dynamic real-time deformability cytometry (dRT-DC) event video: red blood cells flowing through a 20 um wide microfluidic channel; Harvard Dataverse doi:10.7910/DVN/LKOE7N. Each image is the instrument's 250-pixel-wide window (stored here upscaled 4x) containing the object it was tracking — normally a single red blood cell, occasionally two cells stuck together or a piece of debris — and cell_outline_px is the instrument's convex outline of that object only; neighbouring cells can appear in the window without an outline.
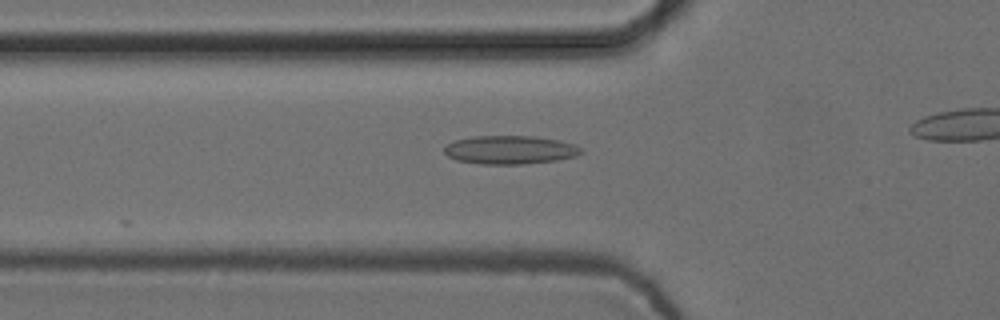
{"species": "common noctule bat (a hibernating species)", "species_latin": "Nyctalus noctula", "temperature_condition": "cold", "stored_images_in_passage": 45, "camera_frame_rate_fps": 3000, "um_per_image_px": 0.085, "animal": {"sex": "female", "body_mass_g": 24.6, "forearm_length_mm": 56.2}, "frame": {"image": 1, "passage_image": 19, "time_ms": 6.0, "image_size_px": [1000, 320], "cell_outline_px": [[584, 152], [576, 156], [556, 160], [524, 164], [480, 164], [456, 160], [448, 156], [444, 152], [444, 148], [448, 144], [456, 140], [472, 136], [536, 136], [560, 140], [576, 144]], "centroid_in_image_um": [43.38, 12.73], "position_along_channel_um": 82.4, "area_um2": 22.83}}
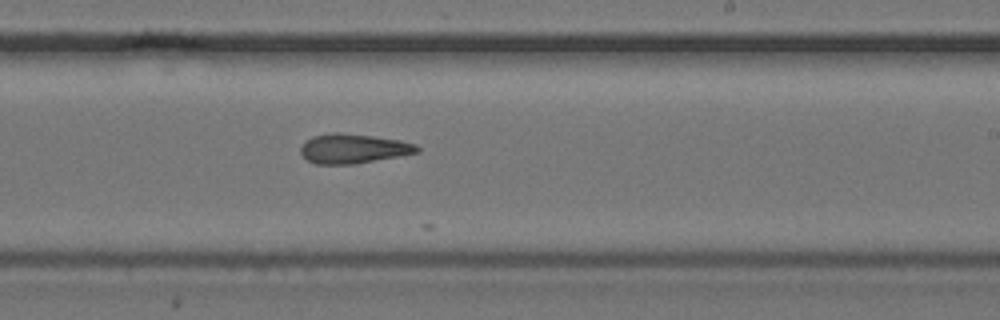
{"frame": {"image": 2, "passage_image": 33, "time_ms": 10.667, "image_size_px": [1000, 320], "cell_outline_px": [[420, 152], [356, 164], [316, 164], [308, 160], [300, 152], [300, 148], [304, 140], [312, 136], [336, 132], [372, 136], [400, 140], [416, 144], [420, 148]], "centroid_in_image_um": [30.02, 12.63], "position_along_channel_um": 259.0, "area_um2": 20.06}}
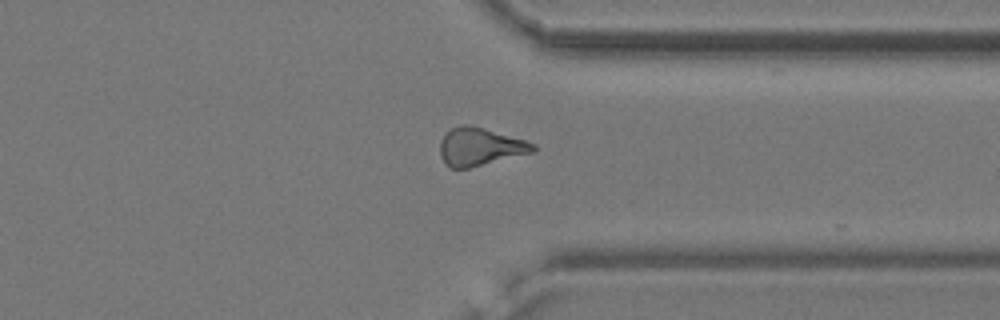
{"frame": {"image": 3, "passage_image": 42, "time_ms": 13.667, "image_size_px": [1000, 320], "cell_outline_px": [[536, 152], [468, 168], [452, 168], [440, 156], [440, 140], [444, 132], [460, 124], [472, 124], [524, 140], [536, 144]], "centroid_in_image_um": [40.8, 12.45], "position_along_channel_um": 370.6, "area_um2": 20.69}}